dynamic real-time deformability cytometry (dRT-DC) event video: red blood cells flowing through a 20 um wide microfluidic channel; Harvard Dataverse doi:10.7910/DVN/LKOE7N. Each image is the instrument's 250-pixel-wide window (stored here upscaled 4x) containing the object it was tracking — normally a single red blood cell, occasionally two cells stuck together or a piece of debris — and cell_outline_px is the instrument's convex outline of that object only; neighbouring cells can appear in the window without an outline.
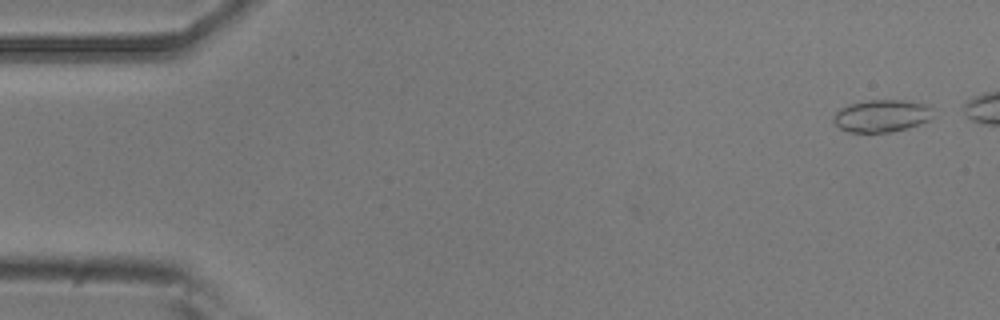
{"species": "common noctule bat (a hibernating species)", "species_latin": "Nyctalus noctula", "temperature_condition": "room temperature", "stored_images_in_passage": 5, "camera_frame_rate_fps": 3000, "um_per_image_px": 0.085, "animal": {"sex": "male", "body_mass_g": 20.5, "forearm_length_mm": 52.5}, "frame": {"image": 1, "passage_image": 1, "time_ms": 0.0, "image_size_px": [1000, 320], "cell_outline_px": [[932, 108], [928, 120], [920, 124], [908, 128], [892, 132], [848, 132], [840, 128], [832, 120], [832, 116], [840, 108], [848, 104], [868, 100], [904, 100], [928, 104]], "centroid_in_image_um": [74.91, 9.84], "position_along_channel_um": 10.1, "area_um2": 18.84}}